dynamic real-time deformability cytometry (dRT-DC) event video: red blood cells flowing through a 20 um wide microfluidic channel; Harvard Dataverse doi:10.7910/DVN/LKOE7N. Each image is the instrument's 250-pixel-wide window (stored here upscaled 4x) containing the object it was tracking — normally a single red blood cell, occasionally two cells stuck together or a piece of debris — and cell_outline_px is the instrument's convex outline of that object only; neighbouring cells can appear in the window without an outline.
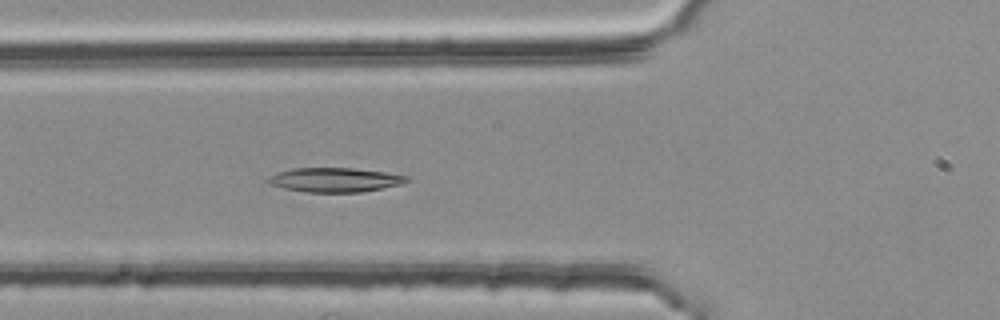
{"species": "common noctule bat (a hibernating species)", "species_latin": "Nyctalus noctula", "temperature_condition": "room temperature", "stored_images_in_passage": 53, "camera_frame_rate_fps": 3000, "um_per_image_px": 0.085, "animal": {"sex": "female", "body_mass_g": 25.1}, "frame": {"image": 1, "passage_image": 20, "time_ms": 6.333, "image_size_px": [1000, 320], "cell_outline_px": [[412, 180], [400, 184], [360, 192], [304, 192], [284, 188], [268, 184], [264, 180], [268, 176], [276, 172], [292, 168], [352, 168], [384, 172], [408, 176]], "centroid_in_image_um": [28.39, 15.28], "position_along_channel_um": 97.4, "area_um2": 19.71}}
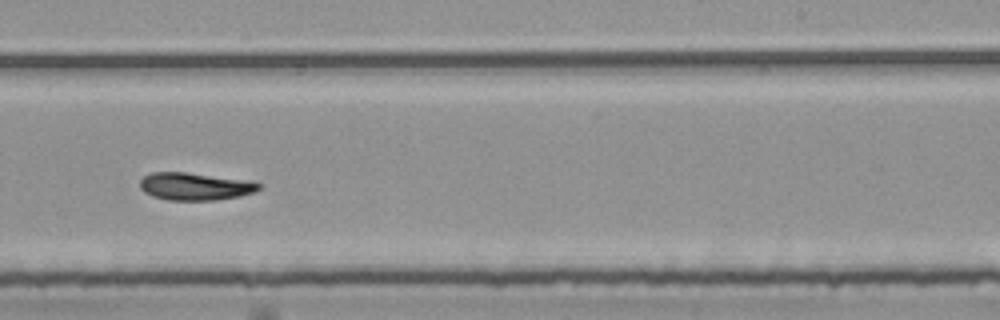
{"frame": {"image": 2, "passage_image": 34, "time_ms": 11.0, "image_size_px": [1000, 320], "cell_outline_px": [[260, 188], [252, 192], [240, 196], [216, 200], [168, 200], [152, 196], [144, 192], [140, 188], [140, 180], [144, 176], [152, 172], [188, 172], [256, 180], [260, 184]], "centroid_in_image_um": [16.61, 15.83], "position_along_channel_um": 272.4, "area_um2": 19.42}}
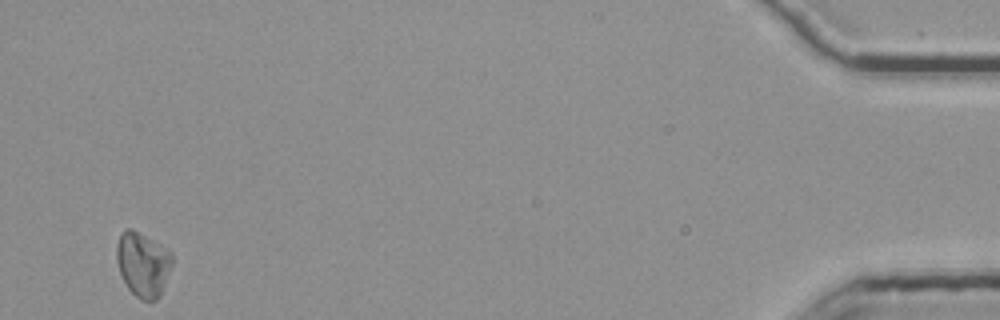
{"frame": {"image": 3, "passage_image": 53, "time_ms": 17.333, "image_size_px": [1000, 320], "cell_outline_px": [[172, 264], [160, 296], [156, 300], [140, 300], [128, 288], [120, 272], [116, 260], [116, 248], [120, 232], [124, 228], [132, 228], [160, 244], [172, 256]], "centroid_in_image_um": [12.12, 22.44], "position_along_channel_um": 423.1, "area_um2": 20.75}, "authors_computed_cell_mechanics": {"area_um2": 19.7098, "velocity_mm_per_s": 3.7472, "shape_relaxation_time_tau1_ms": 5.316, "shape_relaxation_time_tau2_ms": null, "deformation_change_tau1": 0.1165, "deformation_change_tau2": null}}